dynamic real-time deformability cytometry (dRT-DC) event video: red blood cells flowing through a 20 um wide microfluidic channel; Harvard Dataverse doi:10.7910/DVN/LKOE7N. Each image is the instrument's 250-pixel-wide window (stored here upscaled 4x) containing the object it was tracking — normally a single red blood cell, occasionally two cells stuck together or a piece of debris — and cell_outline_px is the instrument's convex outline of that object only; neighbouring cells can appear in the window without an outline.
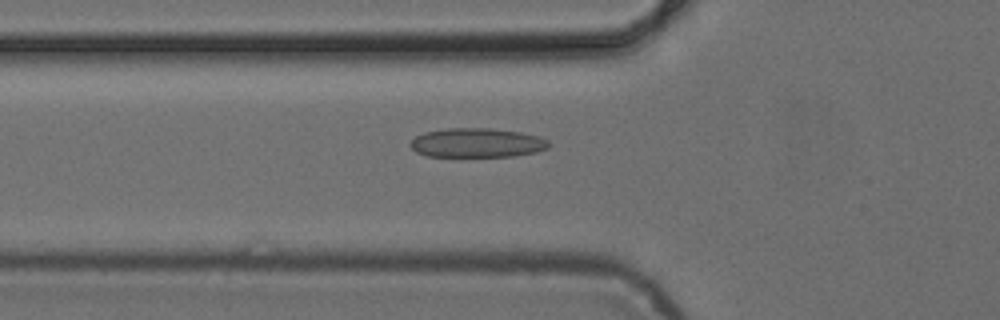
{"species": "common noctule bat (a hibernating species)", "species_latin": "Nyctalus noctula", "temperature_condition": "cold", "stored_images_in_passage": 9, "camera_frame_rate_fps": 3000, "um_per_image_px": 0.085, "animal": {"sex": "female", "body_mass_g": 24.6, "forearm_length_mm": 56.2}, "frame": {"image": 1, "passage_image": 3, "time_ms": 0.667, "image_size_px": [1000, 320], "cell_outline_px": [[548, 148], [536, 152], [516, 156], [428, 156], [416, 152], [408, 144], [416, 136], [424, 132], [448, 128], [492, 128], [520, 132], [540, 136], [548, 140]], "centroid_in_image_um": [40.55, 12.13], "position_along_channel_um": 85.3, "area_um2": 23.64}}
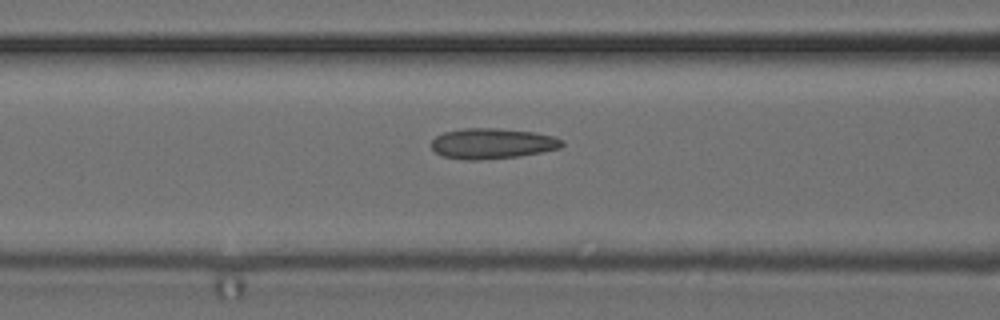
{"frame": {"image": 2, "passage_image": 6, "time_ms": 1.667, "image_size_px": [1000, 320], "cell_outline_px": [[564, 144], [560, 148], [520, 156], [476, 160], [464, 160], [440, 156], [432, 148], [432, 140], [436, 136], [444, 132], [464, 128], [496, 128], [532, 132], [552, 136], [564, 140]], "centroid_in_image_um": [41.82, 12.2], "position_along_channel_um": 124.8, "area_um2": 23.18}}